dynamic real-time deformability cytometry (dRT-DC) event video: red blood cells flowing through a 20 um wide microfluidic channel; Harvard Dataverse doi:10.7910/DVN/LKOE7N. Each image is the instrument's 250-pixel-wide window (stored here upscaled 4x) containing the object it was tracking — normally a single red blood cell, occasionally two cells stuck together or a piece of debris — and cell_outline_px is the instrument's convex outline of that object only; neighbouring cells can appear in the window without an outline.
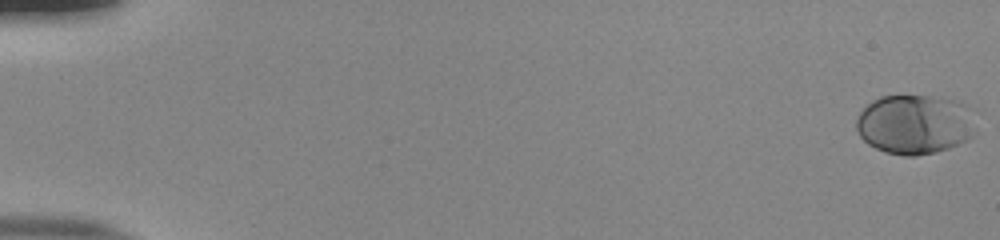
{"species": "human", "species_latin": "Homo sapiens", "temperature_condition": "room temperature", "stored_images_in_passage": 54, "camera_frame_rate_fps": 3000, "um_per_image_px": 0.085, "donor": {"sex": "male"}, "frame": {"image": 1, "passage_image": 1, "time_ms": 0.0, "image_size_px": [1000, 240], "cell_outline_px": [[972, 136], [968, 140], [948, 148], [936, 152], [916, 156], [904, 156], [884, 152], [868, 144], [860, 136], [856, 128], [856, 120], [860, 112], [872, 100], [880, 96], [932, 96], [952, 100], [964, 104], [972, 132]], "centroid_in_image_um": [77.65, 10.59], "position_along_channel_um": 7.4, "area_um2": 40.75}}
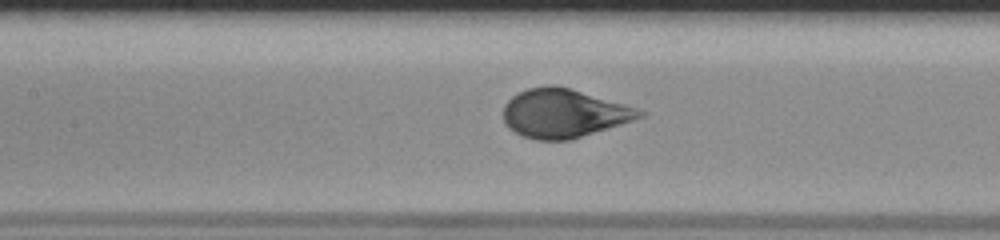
{"frame": {"image": 2, "passage_image": 27, "time_ms": 8.667, "image_size_px": [1000, 240], "cell_outline_px": [[648, 112], [644, 116], [572, 140], [536, 140], [524, 136], [508, 128], [504, 124], [504, 104], [512, 96], [528, 88], [544, 84], [552, 84], [568, 88], [624, 104]], "centroid_in_image_um": [47.89, 9.63], "position_along_channel_um": 159.5, "area_um2": 38.44}}
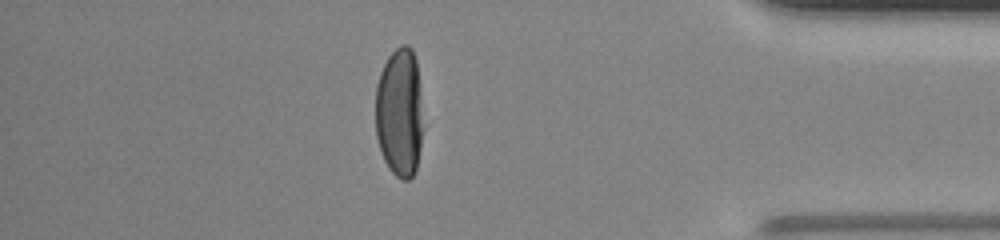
{"frame": {"image": 3, "passage_image": 48, "time_ms": 15.667, "image_size_px": [1000, 240], "cell_outline_px": [[420, 148], [416, 172], [408, 180], [400, 180], [388, 168], [384, 160], [376, 136], [376, 84], [380, 72], [388, 56], [400, 44], [408, 44], [412, 48], [416, 60], [420, 88]], "centroid_in_image_um": [33.94, 9.55], "position_along_channel_um": 401.3, "area_um2": 35.72}, "authors_computed_cell_mechanics": {"area_um2": 38.6104, "velocity_mm_per_s": 3.8644, "shape_relaxation_time_tau1_ms": 3.351, "shape_relaxation_time_tau2_ms": null, "deformation_change_tau1": 0.1804, "deformation_change_tau2": null}}